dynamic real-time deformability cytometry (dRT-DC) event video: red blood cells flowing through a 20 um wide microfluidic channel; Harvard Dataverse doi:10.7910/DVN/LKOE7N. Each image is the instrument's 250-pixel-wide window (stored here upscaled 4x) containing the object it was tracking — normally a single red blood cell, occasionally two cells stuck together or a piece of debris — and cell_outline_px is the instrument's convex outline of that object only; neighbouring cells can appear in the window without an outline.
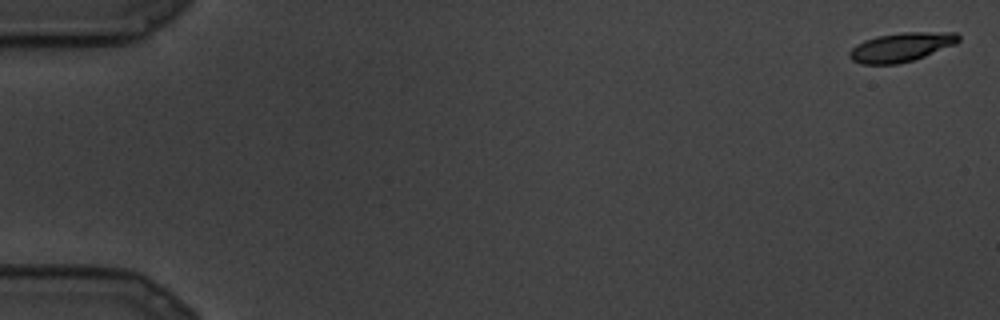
{"species": "common noctule bat (a hibernating species)", "species_latin": "Nyctalus noctula", "temperature_condition": "cold", "stored_images_in_passage": 8, "camera_frame_rate_fps": 3000, "um_per_image_px": 0.085, "animal": {"sex": "male", "body_mass_g": 19.5, "forearm_length_mm": 54.6}, "frame": {"image": 1, "passage_image": 1, "time_ms": 0.0, "image_size_px": [1000, 320], "cell_outline_px": [[960, 40], [956, 44], [924, 56], [912, 60], [896, 64], [860, 64], [852, 60], [848, 56], [848, 52], [856, 44], [864, 40], [876, 36], [904, 32], [956, 32], [960, 36]], "centroid_in_image_um": [76.59, 4.0], "position_along_channel_um": 8.4, "area_um2": 18.5}}
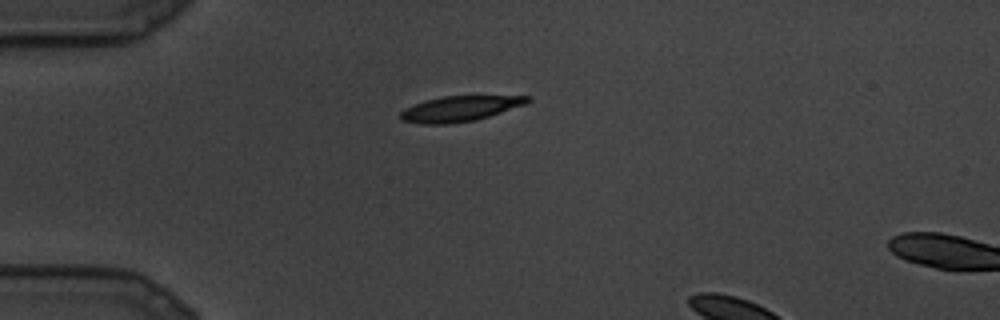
{"frame": {"image": 2, "passage_image": 7, "time_ms": 2.0, "image_size_px": [1000, 320], "cell_outline_px": [[532, 100], [524, 104], [476, 120], [448, 124], [420, 124], [400, 120], [400, 112], [404, 108], [412, 104], [424, 100], [444, 96], [532, 96]], "centroid_in_image_um": [39.02, 9.24], "position_along_channel_um": 46.0, "area_um2": 18.79}}